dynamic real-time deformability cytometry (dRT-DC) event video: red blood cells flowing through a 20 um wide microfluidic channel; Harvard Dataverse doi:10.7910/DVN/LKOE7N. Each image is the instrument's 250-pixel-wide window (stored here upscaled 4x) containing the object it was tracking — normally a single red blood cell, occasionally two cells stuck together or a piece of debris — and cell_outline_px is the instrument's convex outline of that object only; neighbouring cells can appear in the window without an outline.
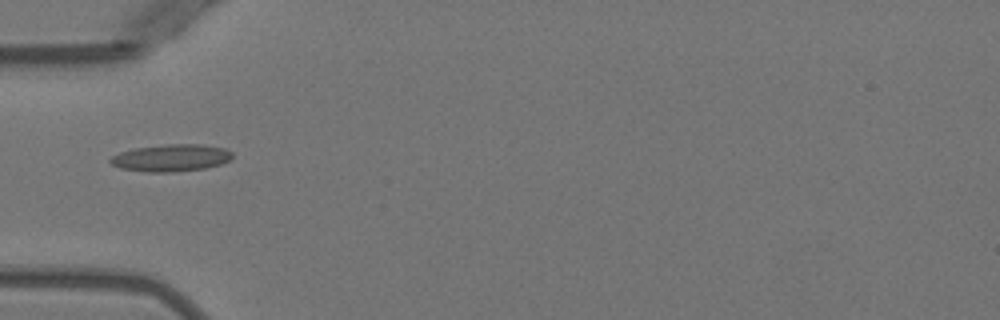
{"species": "Egyptian fruit bat (a non-hibernating species)", "species_latin": "Rousettus aegyptiacus", "temperature_condition": "warm", "stored_images_in_passage": 1, "camera_frame_rate_fps": 3000, "um_per_image_px": 0.085, "animal": {"sex": "female"}, "frame": {"image": 1, "passage_image": 1, "time_ms": 0.0, "image_size_px": [1000, 320], "cell_outline_px": [[232, 156], [228, 160], [220, 164], [204, 168], [172, 172], [148, 172], [120, 168], [112, 164], [108, 160], [112, 156], [120, 152], [132, 148], [168, 144], [204, 144], [224, 148], [232, 152]], "centroid_in_image_um": [14.52, 13.41], "position_along_channel_um": 70.5, "area_um2": 19.25}}